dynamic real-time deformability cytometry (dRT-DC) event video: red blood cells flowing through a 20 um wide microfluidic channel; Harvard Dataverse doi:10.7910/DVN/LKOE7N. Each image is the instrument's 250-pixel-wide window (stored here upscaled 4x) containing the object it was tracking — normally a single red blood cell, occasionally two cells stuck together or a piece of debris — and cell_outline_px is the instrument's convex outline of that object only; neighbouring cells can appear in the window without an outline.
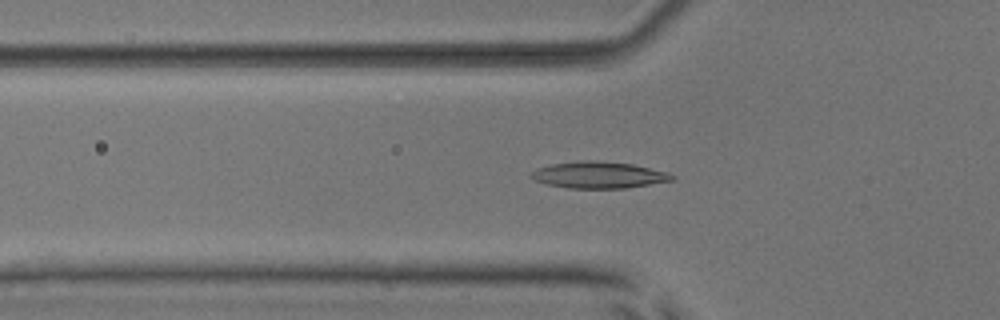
{"species": "common noctule bat (a hibernating species)", "species_latin": "Nyctalus noctula", "temperature_condition": "room temperature", "stored_images_in_passage": 43, "camera_frame_rate_fps": 3000, "um_per_image_px": 0.085, "animal": {"sex": "male", "body_mass_g": 17.9, "forearm_length_mm": 54.2}, "frame": {"image": 1, "passage_image": 9, "time_ms": 2.667, "image_size_px": [1000, 320], "cell_outline_px": [[676, 180], [624, 188], [568, 188], [548, 184], [536, 180], [528, 176], [536, 168], [552, 164], [580, 160], [596, 160], [632, 164], [668, 172], [676, 176]], "centroid_in_image_um": [50.92, 14.86], "position_along_channel_um": 74.9, "area_um2": 21.85}}
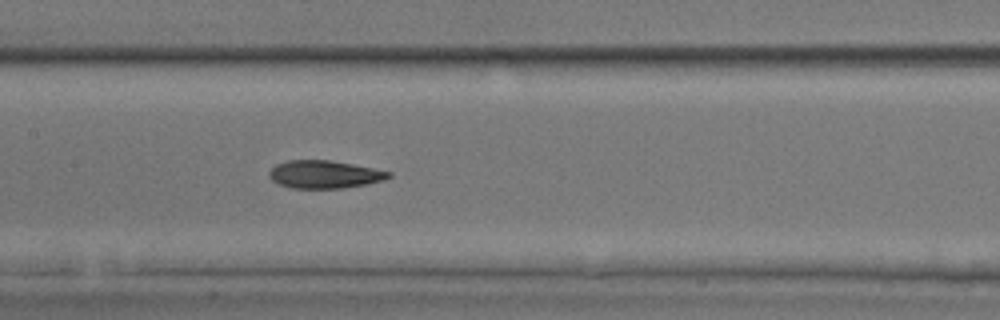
{"frame": {"image": 2, "passage_image": 17, "time_ms": 5.333, "image_size_px": [1000, 320], "cell_outline_px": [[392, 176], [384, 180], [364, 184], [340, 188], [292, 188], [280, 184], [272, 180], [268, 176], [268, 172], [276, 164], [288, 160], [328, 160], [352, 164], [392, 172]], "centroid_in_image_um": [27.56, 14.82], "position_along_channel_um": 179.8, "area_um2": 19.19}}
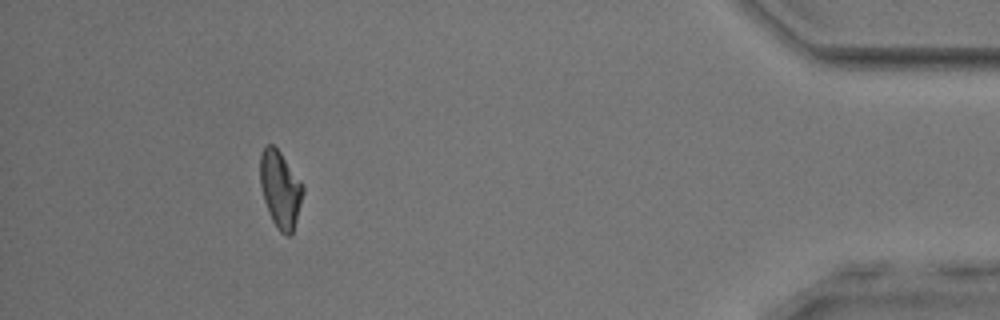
{"frame": {"image": 3, "passage_image": 39, "time_ms": 12.667, "image_size_px": [1000, 320], "cell_outline_px": [[304, 192], [292, 236], [288, 236], [280, 232], [276, 228], [272, 220], [264, 200], [260, 184], [260, 156], [264, 148], [268, 144], [272, 144], [280, 152], [304, 184]], "centroid_in_image_um": [23.84, 16.11], "position_along_channel_um": 411.4, "area_um2": 19.25}, "authors_computed_cell_mechanics": {"area_um2": 19.8254, "velocity_mm_per_s": 3.9341, "shape_relaxation_time_tau1_ms": null, "shape_relaxation_time_tau2_ms": 3.1554, "deformation_change_tau1": null, "deformation_change_tau2": 0.0994}}